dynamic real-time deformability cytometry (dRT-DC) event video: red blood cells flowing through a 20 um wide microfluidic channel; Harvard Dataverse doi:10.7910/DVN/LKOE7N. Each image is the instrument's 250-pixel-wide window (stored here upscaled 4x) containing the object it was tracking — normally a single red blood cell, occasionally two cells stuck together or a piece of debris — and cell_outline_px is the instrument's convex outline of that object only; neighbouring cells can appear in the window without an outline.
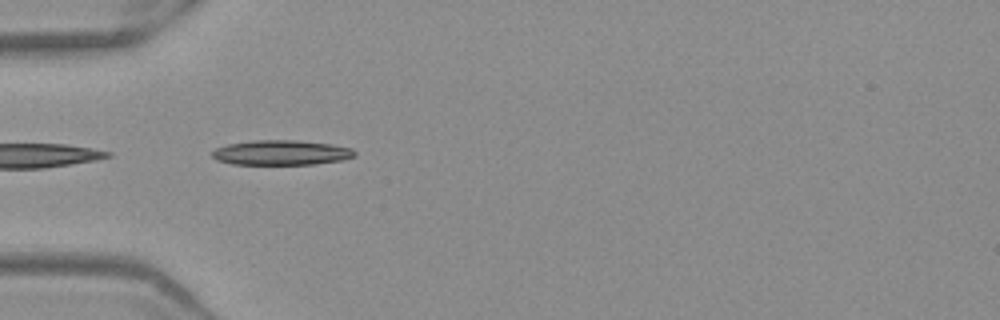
{"species": "Egyptian fruit bat (a non-hibernating species)", "species_latin": "Rousettus aegyptiacus", "temperature_condition": "warm", "stored_images_in_passage": 23, "camera_frame_rate_fps": 3000, "um_per_image_px": 0.085, "frame": {"image": 1, "passage_image": 1, "time_ms": 0.0, "image_size_px": [1000, 320], "cell_outline_px": [[356, 156], [340, 160], [312, 164], [232, 164], [216, 160], [212, 156], [212, 152], [216, 148], [228, 144], [252, 140], [296, 140], [332, 144], [352, 148], [356, 152]], "centroid_in_image_um": [23.9, 12.97], "position_along_channel_um": 61.1, "area_um2": 20.63}}
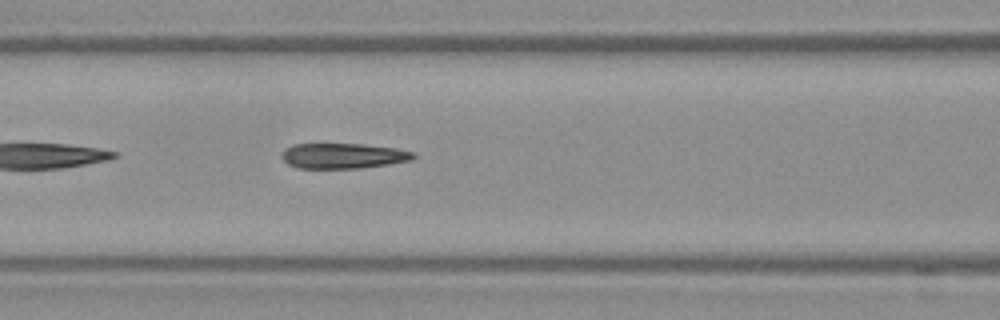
{"frame": {"image": 2, "passage_image": 7, "time_ms": 2.0, "image_size_px": [1000, 320], "cell_outline_px": [[416, 156], [412, 160], [388, 164], [360, 168], [296, 168], [288, 164], [280, 156], [280, 152], [284, 148], [292, 144], [360, 144], [396, 148], [416, 152]], "centroid_in_image_um": [29.14, 13.24], "position_along_channel_um": 137.5, "area_um2": 19.59}}
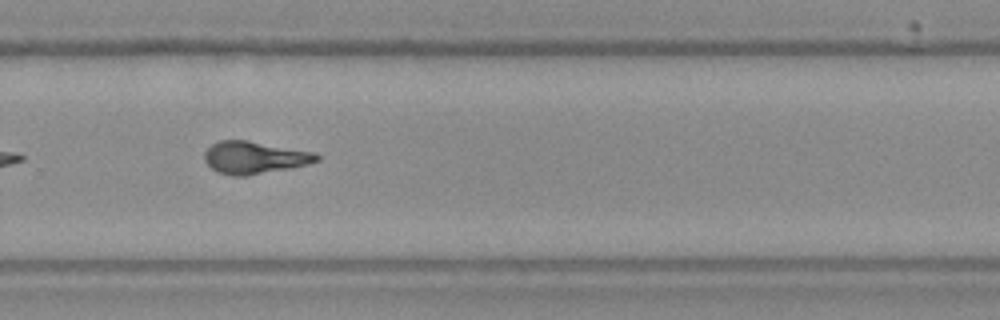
{"frame": {"image": 3, "passage_image": 20, "time_ms": 6.333, "image_size_px": [1000, 320], "cell_outline_px": [[320, 160], [308, 164], [288, 168], [244, 176], [232, 176], [220, 172], [212, 168], [204, 160], [204, 152], [212, 144], [220, 140], [248, 140], [316, 152], [320, 156]], "centroid_in_image_um": [21.65, 13.37], "position_along_channel_um": 308.2, "area_um2": 21.1}}